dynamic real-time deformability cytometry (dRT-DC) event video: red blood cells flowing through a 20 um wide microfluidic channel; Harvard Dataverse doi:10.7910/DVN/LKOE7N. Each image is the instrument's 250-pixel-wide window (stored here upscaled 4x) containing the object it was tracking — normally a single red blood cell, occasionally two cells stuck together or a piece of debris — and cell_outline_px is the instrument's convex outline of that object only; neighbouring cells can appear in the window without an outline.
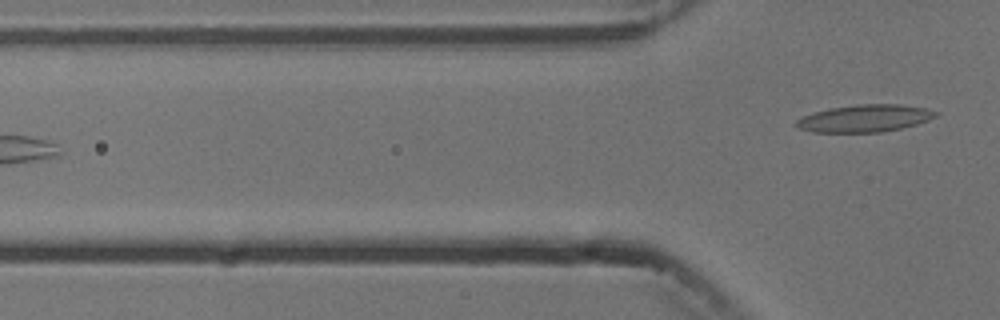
{"species": "common noctule bat (a hibernating species)", "species_latin": "Nyctalus noctula", "temperature_condition": "cold", "stored_images_in_passage": 4, "camera_frame_rate_fps": 3000, "um_per_image_px": 0.085, "animal": {"sex": "male", "body_mass_g": 13.3}, "frame": {"image": 1, "passage_image": 4, "time_ms": 3.667, "image_size_px": [1000, 320], "cell_outline_px": [[940, 112], [936, 116], [928, 120], [904, 128], [880, 132], [812, 132], [796, 128], [792, 124], [796, 120], [812, 112], [828, 108], [856, 104], [900, 104], [924, 108]], "centroid_in_image_um": [73.45, 10.06], "position_along_channel_um": 52.3, "area_um2": 22.43}}